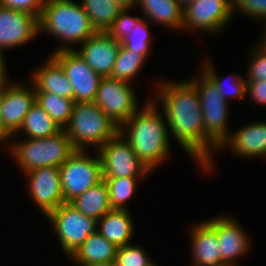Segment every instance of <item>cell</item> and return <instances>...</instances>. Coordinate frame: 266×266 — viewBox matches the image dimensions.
<instances>
[{
	"mask_svg": "<svg viewBox=\"0 0 266 266\" xmlns=\"http://www.w3.org/2000/svg\"><path fill=\"white\" fill-rule=\"evenodd\" d=\"M162 82V83H161ZM160 83V84H159ZM157 100L162 101L167 126L187 154L205 168V131L199 94L190 81H160ZM159 84V85H158Z\"/></svg>",
	"mask_w": 266,
	"mask_h": 266,
	"instance_id": "6da1fadb",
	"label": "cell"
},
{
	"mask_svg": "<svg viewBox=\"0 0 266 266\" xmlns=\"http://www.w3.org/2000/svg\"><path fill=\"white\" fill-rule=\"evenodd\" d=\"M157 106L155 100H149L144 108L135 112L119 127V133L126 137L125 140L137 157L150 171L162 164L170 153L167 121L159 113Z\"/></svg>",
	"mask_w": 266,
	"mask_h": 266,
	"instance_id": "7a4b0ae2",
	"label": "cell"
},
{
	"mask_svg": "<svg viewBox=\"0 0 266 266\" xmlns=\"http://www.w3.org/2000/svg\"><path fill=\"white\" fill-rule=\"evenodd\" d=\"M39 32L50 33L72 46L82 44L97 31L80 4L72 0H46L39 17Z\"/></svg>",
	"mask_w": 266,
	"mask_h": 266,
	"instance_id": "3957f363",
	"label": "cell"
},
{
	"mask_svg": "<svg viewBox=\"0 0 266 266\" xmlns=\"http://www.w3.org/2000/svg\"><path fill=\"white\" fill-rule=\"evenodd\" d=\"M200 80L196 77L189 80L196 88L202 108L204 131H205V172L212 170L214 167L211 149L219 148L228 138L227 129L228 120V101L220 94L213 82L203 73Z\"/></svg>",
	"mask_w": 266,
	"mask_h": 266,
	"instance_id": "277c9868",
	"label": "cell"
},
{
	"mask_svg": "<svg viewBox=\"0 0 266 266\" xmlns=\"http://www.w3.org/2000/svg\"><path fill=\"white\" fill-rule=\"evenodd\" d=\"M8 145L24 173L40 167H60L76 151L64 129L52 136L27 138Z\"/></svg>",
	"mask_w": 266,
	"mask_h": 266,
	"instance_id": "5b68a950",
	"label": "cell"
},
{
	"mask_svg": "<svg viewBox=\"0 0 266 266\" xmlns=\"http://www.w3.org/2000/svg\"><path fill=\"white\" fill-rule=\"evenodd\" d=\"M76 150L95 145L97 150L119 133L117 126L95 102L74 104L69 123L64 127Z\"/></svg>",
	"mask_w": 266,
	"mask_h": 266,
	"instance_id": "8992f818",
	"label": "cell"
},
{
	"mask_svg": "<svg viewBox=\"0 0 266 266\" xmlns=\"http://www.w3.org/2000/svg\"><path fill=\"white\" fill-rule=\"evenodd\" d=\"M61 186L65 203L103 180L99 154L90 157L85 150H76L60 167Z\"/></svg>",
	"mask_w": 266,
	"mask_h": 266,
	"instance_id": "52a82bcc",
	"label": "cell"
},
{
	"mask_svg": "<svg viewBox=\"0 0 266 266\" xmlns=\"http://www.w3.org/2000/svg\"><path fill=\"white\" fill-rule=\"evenodd\" d=\"M46 218L51 221L62 249L69 257L97 228L95 219L82 214L70 203H63Z\"/></svg>",
	"mask_w": 266,
	"mask_h": 266,
	"instance_id": "ba28073f",
	"label": "cell"
},
{
	"mask_svg": "<svg viewBox=\"0 0 266 266\" xmlns=\"http://www.w3.org/2000/svg\"><path fill=\"white\" fill-rule=\"evenodd\" d=\"M131 83L102 77L95 97V104L117 126H121L139 110L136 94Z\"/></svg>",
	"mask_w": 266,
	"mask_h": 266,
	"instance_id": "9c48e42d",
	"label": "cell"
},
{
	"mask_svg": "<svg viewBox=\"0 0 266 266\" xmlns=\"http://www.w3.org/2000/svg\"><path fill=\"white\" fill-rule=\"evenodd\" d=\"M64 46L56 49L51 56L64 69L73 88L75 103L94 102L102 77L87 65L74 48Z\"/></svg>",
	"mask_w": 266,
	"mask_h": 266,
	"instance_id": "30bf717a",
	"label": "cell"
},
{
	"mask_svg": "<svg viewBox=\"0 0 266 266\" xmlns=\"http://www.w3.org/2000/svg\"><path fill=\"white\" fill-rule=\"evenodd\" d=\"M120 133L98 149L103 178L144 177L150 170Z\"/></svg>",
	"mask_w": 266,
	"mask_h": 266,
	"instance_id": "8fae6325",
	"label": "cell"
},
{
	"mask_svg": "<svg viewBox=\"0 0 266 266\" xmlns=\"http://www.w3.org/2000/svg\"><path fill=\"white\" fill-rule=\"evenodd\" d=\"M10 84L4 82L1 101V145H7L6 140L14 137L19 131L25 116L35 103V88L30 90L18 82Z\"/></svg>",
	"mask_w": 266,
	"mask_h": 266,
	"instance_id": "7c38bea8",
	"label": "cell"
},
{
	"mask_svg": "<svg viewBox=\"0 0 266 266\" xmlns=\"http://www.w3.org/2000/svg\"><path fill=\"white\" fill-rule=\"evenodd\" d=\"M232 15L231 0H197L183 11L182 29L216 33L230 22Z\"/></svg>",
	"mask_w": 266,
	"mask_h": 266,
	"instance_id": "4fadbf2b",
	"label": "cell"
},
{
	"mask_svg": "<svg viewBox=\"0 0 266 266\" xmlns=\"http://www.w3.org/2000/svg\"><path fill=\"white\" fill-rule=\"evenodd\" d=\"M25 174L29 178L28 191L45 217L65 203L59 167H40Z\"/></svg>",
	"mask_w": 266,
	"mask_h": 266,
	"instance_id": "5bb4252c",
	"label": "cell"
},
{
	"mask_svg": "<svg viewBox=\"0 0 266 266\" xmlns=\"http://www.w3.org/2000/svg\"><path fill=\"white\" fill-rule=\"evenodd\" d=\"M39 18L29 12L0 6V47L11 49L38 35Z\"/></svg>",
	"mask_w": 266,
	"mask_h": 266,
	"instance_id": "9a60e30c",
	"label": "cell"
},
{
	"mask_svg": "<svg viewBox=\"0 0 266 266\" xmlns=\"http://www.w3.org/2000/svg\"><path fill=\"white\" fill-rule=\"evenodd\" d=\"M121 42L106 32H96L75 49L87 65L101 77H110Z\"/></svg>",
	"mask_w": 266,
	"mask_h": 266,
	"instance_id": "2e32d148",
	"label": "cell"
},
{
	"mask_svg": "<svg viewBox=\"0 0 266 266\" xmlns=\"http://www.w3.org/2000/svg\"><path fill=\"white\" fill-rule=\"evenodd\" d=\"M216 230L221 252L222 263L237 266L238 259L250 248V239L236 220L231 217L219 216L207 220Z\"/></svg>",
	"mask_w": 266,
	"mask_h": 266,
	"instance_id": "e0dca14e",
	"label": "cell"
},
{
	"mask_svg": "<svg viewBox=\"0 0 266 266\" xmlns=\"http://www.w3.org/2000/svg\"><path fill=\"white\" fill-rule=\"evenodd\" d=\"M226 145L241 157L266 158V121L250 123L230 133L220 147Z\"/></svg>",
	"mask_w": 266,
	"mask_h": 266,
	"instance_id": "ac0fdd59",
	"label": "cell"
},
{
	"mask_svg": "<svg viewBox=\"0 0 266 266\" xmlns=\"http://www.w3.org/2000/svg\"><path fill=\"white\" fill-rule=\"evenodd\" d=\"M198 223L191 230V251L194 266L224 265L215 228L208 221Z\"/></svg>",
	"mask_w": 266,
	"mask_h": 266,
	"instance_id": "d6986e66",
	"label": "cell"
},
{
	"mask_svg": "<svg viewBox=\"0 0 266 266\" xmlns=\"http://www.w3.org/2000/svg\"><path fill=\"white\" fill-rule=\"evenodd\" d=\"M48 59L47 63L32 75L35 92H48L74 100L73 88L64 69L51 55Z\"/></svg>",
	"mask_w": 266,
	"mask_h": 266,
	"instance_id": "ffe728a7",
	"label": "cell"
},
{
	"mask_svg": "<svg viewBox=\"0 0 266 266\" xmlns=\"http://www.w3.org/2000/svg\"><path fill=\"white\" fill-rule=\"evenodd\" d=\"M132 219L128 209H112L97 220L96 230L117 247L125 246L134 235Z\"/></svg>",
	"mask_w": 266,
	"mask_h": 266,
	"instance_id": "44dd1931",
	"label": "cell"
},
{
	"mask_svg": "<svg viewBox=\"0 0 266 266\" xmlns=\"http://www.w3.org/2000/svg\"><path fill=\"white\" fill-rule=\"evenodd\" d=\"M118 247L97 230L70 256L80 266L115 261Z\"/></svg>",
	"mask_w": 266,
	"mask_h": 266,
	"instance_id": "7402d4cb",
	"label": "cell"
},
{
	"mask_svg": "<svg viewBox=\"0 0 266 266\" xmlns=\"http://www.w3.org/2000/svg\"><path fill=\"white\" fill-rule=\"evenodd\" d=\"M70 204L79 212L92 217L96 221L112 210L108 188L103 179L73 199Z\"/></svg>",
	"mask_w": 266,
	"mask_h": 266,
	"instance_id": "603a6c76",
	"label": "cell"
},
{
	"mask_svg": "<svg viewBox=\"0 0 266 266\" xmlns=\"http://www.w3.org/2000/svg\"><path fill=\"white\" fill-rule=\"evenodd\" d=\"M137 4L150 20L172 30L182 29L183 10L176 0H137Z\"/></svg>",
	"mask_w": 266,
	"mask_h": 266,
	"instance_id": "cb8c5ba5",
	"label": "cell"
},
{
	"mask_svg": "<svg viewBox=\"0 0 266 266\" xmlns=\"http://www.w3.org/2000/svg\"><path fill=\"white\" fill-rule=\"evenodd\" d=\"M61 128L36 102L24 118L18 133H25L28 138H45L58 133Z\"/></svg>",
	"mask_w": 266,
	"mask_h": 266,
	"instance_id": "d4e9b609",
	"label": "cell"
},
{
	"mask_svg": "<svg viewBox=\"0 0 266 266\" xmlns=\"http://www.w3.org/2000/svg\"><path fill=\"white\" fill-rule=\"evenodd\" d=\"M80 4L97 32H107L122 10L113 0H82Z\"/></svg>",
	"mask_w": 266,
	"mask_h": 266,
	"instance_id": "484cf974",
	"label": "cell"
},
{
	"mask_svg": "<svg viewBox=\"0 0 266 266\" xmlns=\"http://www.w3.org/2000/svg\"><path fill=\"white\" fill-rule=\"evenodd\" d=\"M35 102L40 105L48 115L61 128L69 123L75 101L48 92H35Z\"/></svg>",
	"mask_w": 266,
	"mask_h": 266,
	"instance_id": "4316f807",
	"label": "cell"
},
{
	"mask_svg": "<svg viewBox=\"0 0 266 266\" xmlns=\"http://www.w3.org/2000/svg\"><path fill=\"white\" fill-rule=\"evenodd\" d=\"M146 58L135 51L127 49L120 44V48L114 63L110 77L130 83V80L138 74Z\"/></svg>",
	"mask_w": 266,
	"mask_h": 266,
	"instance_id": "83f0119b",
	"label": "cell"
},
{
	"mask_svg": "<svg viewBox=\"0 0 266 266\" xmlns=\"http://www.w3.org/2000/svg\"><path fill=\"white\" fill-rule=\"evenodd\" d=\"M140 178L142 177L103 178L112 209H127L126 203L136 191V183Z\"/></svg>",
	"mask_w": 266,
	"mask_h": 266,
	"instance_id": "f1b7e54d",
	"label": "cell"
},
{
	"mask_svg": "<svg viewBox=\"0 0 266 266\" xmlns=\"http://www.w3.org/2000/svg\"><path fill=\"white\" fill-rule=\"evenodd\" d=\"M211 61H208L206 59L204 66H203V70L201 72H203L215 85V87L220 91V94L223 96V98L226 101H229L228 99H232V98H239L241 100H243L246 96V80L245 78L241 77L240 75H234L231 74L228 76L229 80L232 79V84L231 87L228 89H226L225 87H227L225 85V81L224 79L219 78V76H217L216 72H214V67H212V64L210 63ZM225 85V86H224Z\"/></svg>",
	"mask_w": 266,
	"mask_h": 266,
	"instance_id": "f546056e",
	"label": "cell"
},
{
	"mask_svg": "<svg viewBox=\"0 0 266 266\" xmlns=\"http://www.w3.org/2000/svg\"><path fill=\"white\" fill-rule=\"evenodd\" d=\"M148 24L140 18L134 30L130 31V34L121 41L127 49L135 51V53L142 54L145 58L149 57L150 53V36L148 35Z\"/></svg>",
	"mask_w": 266,
	"mask_h": 266,
	"instance_id": "4dcf8cb0",
	"label": "cell"
},
{
	"mask_svg": "<svg viewBox=\"0 0 266 266\" xmlns=\"http://www.w3.org/2000/svg\"><path fill=\"white\" fill-rule=\"evenodd\" d=\"M114 262L116 266H156L141 247L133 244L118 247Z\"/></svg>",
	"mask_w": 266,
	"mask_h": 266,
	"instance_id": "1f68e13d",
	"label": "cell"
},
{
	"mask_svg": "<svg viewBox=\"0 0 266 266\" xmlns=\"http://www.w3.org/2000/svg\"><path fill=\"white\" fill-rule=\"evenodd\" d=\"M128 11L129 9H122L106 32L111 38L120 42L130 34L131 30H134L137 21L140 19L139 17L128 15Z\"/></svg>",
	"mask_w": 266,
	"mask_h": 266,
	"instance_id": "d6a6232c",
	"label": "cell"
},
{
	"mask_svg": "<svg viewBox=\"0 0 266 266\" xmlns=\"http://www.w3.org/2000/svg\"><path fill=\"white\" fill-rule=\"evenodd\" d=\"M235 9L255 19L266 20V0H231L232 13Z\"/></svg>",
	"mask_w": 266,
	"mask_h": 266,
	"instance_id": "836d02e7",
	"label": "cell"
},
{
	"mask_svg": "<svg viewBox=\"0 0 266 266\" xmlns=\"http://www.w3.org/2000/svg\"><path fill=\"white\" fill-rule=\"evenodd\" d=\"M252 51V59L251 63H249V70L247 71V76L245 75V80H266V54L258 47L254 48Z\"/></svg>",
	"mask_w": 266,
	"mask_h": 266,
	"instance_id": "e575fe53",
	"label": "cell"
},
{
	"mask_svg": "<svg viewBox=\"0 0 266 266\" xmlns=\"http://www.w3.org/2000/svg\"><path fill=\"white\" fill-rule=\"evenodd\" d=\"M46 0H0V6L41 16Z\"/></svg>",
	"mask_w": 266,
	"mask_h": 266,
	"instance_id": "d590c367",
	"label": "cell"
},
{
	"mask_svg": "<svg viewBox=\"0 0 266 266\" xmlns=\"http://www.w3.org/2000/svg\"><path fill=\"white\" fill-rule=\"evenodd\" d=\"M246 94L253 102L266 105V80L246 81Z\"/></svg>",
	"mask_w": 266,
	"mask_h": 266,
	"instance_id": "8d00e7d4",
	"label": "cell"
},
{
	"mask_svg": "<svg viewBox=\"0 0 266 266\" xmlns=\"http://www.w3.org/2000/svg\"><path fill=\"white\" fill-rule=\"evenodd\" d=\"M3 50H5L4 48L0 47V82H9L7 81L8 79L7 76H6V65L4 63V56H3Z\"/></svg>",
	"mask_w": 266,
	"mask_h": 266,
	"instance_id": "74e56055",
	"label": "cell"
},
{
	"mask_svg": "<svg viewBox=\"0 0 266 266\" xmlns=\"http://www.w3.org/2000/svg\"><path fill=\"white\" fill-rule=\"evenodd\" d=\"M121 9H133L137 5V0H113ZM133 7V8H132Z\"/></svg>",
	"mask_w": 266,
	"mask_h": 266,
	"instance_id": "f35d334b",
	"label": "cell"
},
{
	"mask_svg": "<svg viewBox=\"0 0 266 266\" xmlns=\"http://www.w3.org/2000/svg\"><path fill=\"white\" fill-rule=\"evenodd\" d=\"M197 0H176L179 7L184 11L187 7L192 5Z\"/></svg>",
	"mask_w": 266,
	"mask_h": 266,
	"instance_id": "ab89813d",
	"label": "cell"
},
{
	"mask_svg": "<svg viewBox=\"0 0 266 266\" xmlns=\"http://www.w3.org/2000/svg\"><path fill=\"white\" fill-rule=\"evenodd\" d=\"M4 93V82H0V145H1V101Z\"/></svg>",
	"mask_w": 266,
	"mask_h": 266,
	"instance_id": "60d3db41",
	"label": "cell"
},
{
	"mask_svg": "<svg viewBox=\"0 0 266 266\" xmlns=\"http://www.w3.org/2000/svg\"><path fill=\"white\" fill-rule=\"evenodd\" d=\"M264 32L262 41L260 43L258 42L257 47L266 54V30Z\"/></svg>",
	"mask_w": 266,
	"mask_h": 266,
	"instance_id": "b9f144b4",
	"label": "cell"
},
{
	"mask_svg": "<svg viewBox=\"0 0 266 266\" xmlns=\"http://www.w3.org/2000/svg\"><path fill=\"white\" fill-rule=\"evenodd\" d=\"M86 266H116V264L114 261H110V262H104V263H94V264H90Z\"/></svg>",
	"mask_w": 266,
	"mask_h": 266,
	"instance_id": "7bdbcfd3",
	"label": "cell"
}]
</instances>
